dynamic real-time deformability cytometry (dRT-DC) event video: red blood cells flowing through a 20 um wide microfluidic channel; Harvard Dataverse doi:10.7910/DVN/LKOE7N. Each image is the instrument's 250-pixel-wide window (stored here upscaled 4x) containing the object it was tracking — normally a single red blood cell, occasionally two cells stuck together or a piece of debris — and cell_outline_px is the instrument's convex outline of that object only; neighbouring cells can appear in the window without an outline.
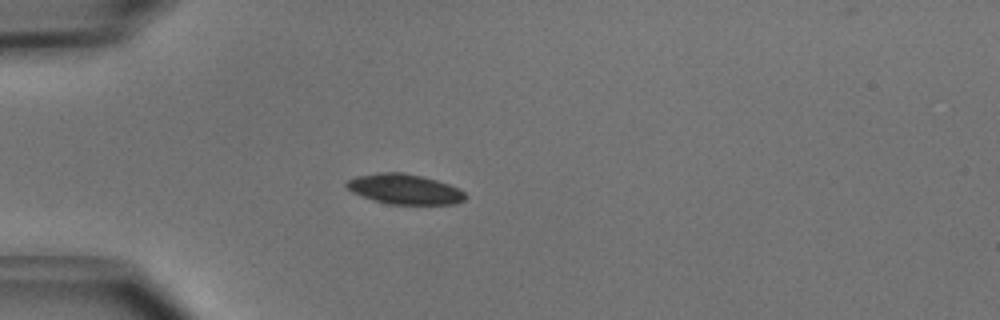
{"species": "common noctule bat (a hibernating species)", "species_latin": "Nyctalus noctula", "temperature_condition": "cold", "stored_images_in_passage": 37, "camera_frame_rate_fps": 3000, "um_per_image_px": 0.085, "animal": {"sex": "male", "body_mass_g": 15.6}, "frame": {"image": 1, "passage_image": 1, "time_ms": 0.0, "image_size_px": [1000, 320], "cell_outline_px": [[468, 196], [464, 200], [456, 204], [388, 204], [372, 200], [352, 192], [344, 184], [348, 180], [356, 176], [376, 172], [400, 172], [420, 176], [436, 180], [448, 184], [464, 192]], "centroid_in_image_um": [34.36, 16.08], "position_along_channel_um": 50.6, "area_um2": 20.81}}
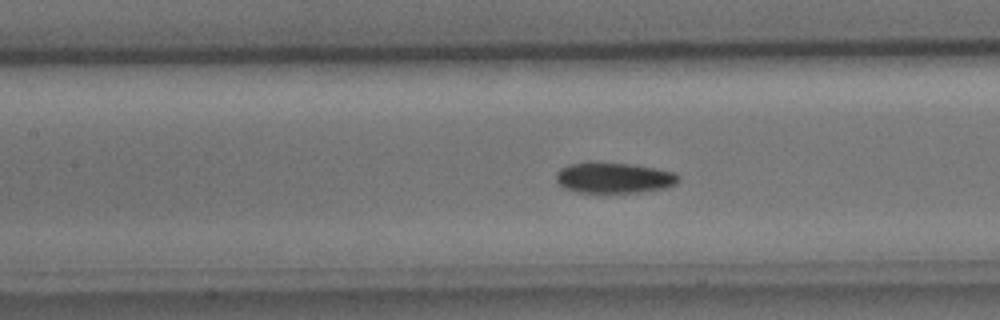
{"frame": {"image": 2, "passage_image": 10, "time_ms": 3.0, "image_size_px": [1000, 320], "cell_outline_px": [[680, 180], [676, 184], [664, 188], [640, 192], [576, 192], [564, 188], [556, 180], [556, 172], [560, 168], [568, 164], [584, 160], [592, 160], [632, 164], [676, 172], [680, 176]], "centroid_in_image_um": [52.15, 15.07], "position_along_channel_um": 155.3, "area_um2": 22.48}}
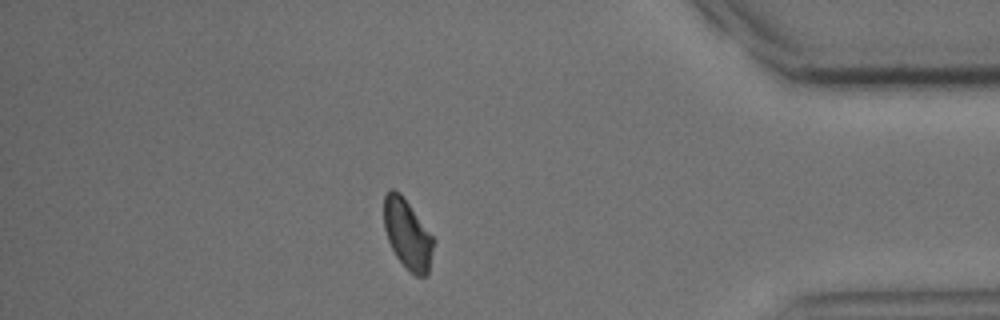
{"frame": {"image": 3, "passage_image": 31, "time_ms": 10.0, "image_size_px": [1000, 320], "cell_outline_px": [[436, 240], [428, 276], [416, 276], [396, 256], [388, 240], [384, 228], [384, 196], [392, 188], [400, 192]], "centroid_in_image_um": [34.67, 19.91], "position_along_channel_um": 400.5, "area_um2": 20.11}, "authors_computed_cell_mechanics": {"area_um2": 21.2126, "velocity_mm_per_s": 3.9591, "shape_relaxation_time_tau1_ms": 2.2766, "shape_relaxation_time_tau2_ms": 5.9947, "deformation_change_tau1": 0.0775, "deformation_change_tau2": 0.0913}}